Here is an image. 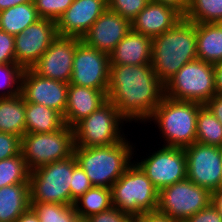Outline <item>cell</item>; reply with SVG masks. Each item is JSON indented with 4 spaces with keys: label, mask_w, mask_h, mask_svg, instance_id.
<instances>
[{
    "label": "cell",
    "mask_w": 222,
    "mask_h": 222,
    "mask_svg": "<svg viewBox=\"0 0 222 222\" xmlns=\"http://www.w3.org/2000/svg\"><path fill=\"white\" fill-rule=\"evenodd\" d=\"M15 222H40L34 210L29 207Z\"/></svg>",
    "instance_id": "obj_45"
},
{
    "label": "cell",
    "mask_w": 222,
    "mask_h": 222,
    "mask_svg": "<svg viewBox=\"0 0 222 222\" xmlns=\"http://www.w3.org/2000/svg\"><path fill=\"white\" fill-rule=\"evenodd\" d=\"M197 58L208 63L222 62V23L196 24Z\"/></svg>",
    "instance_id": "obj_22"
},
{
    "label": "cell",
    "mask_w": 222,
    "mask_h": 222,
    "mask_svg": "<svg viewBox=\"0 0 222 222\" xmlns=\"http://www.w3.org/2000/svg\"><path fill=\"white\" fill-rule=\"evenodd\" d=\"M210 203L211 192L186 178L159 191L157 210L184 222Z\"/></svg>",
    "instance_id": "obj_11"
},
{
    "label": "cell",
    "mask_w": 222,
    "mask_h": 222,
    "mask_svg": "<svg viewBox=\"0 0 222 222\" xmlns=\"http://www.w3.org/2000/svg\"><path fill=\"white\" fill-rule=\"evenodd\" d=\"M214 116L222 123V95L215 94L206 104Z\"/></svg>",
    "instance_id": "obj_42"
},
{
    "label": "cell",
    "mask_w": 222,
    "mask_h": 222,
    "mask_svg": "<svg viewBox=\"0 0 222 222\" xmlns=\"http://www.w3.org/2000/svg\"><path fill=\"white\" fill-rule=\"evenodd\" d=\"M23 69L16 63H0V98L20 94Z\"/></svg>",
    "instance_id": "obj_32"
},
{
    "label": "cell",
    "mask_w": 222,
    "mask_h": 222,
    "mask_svg": "<svg viewBox=\"0 0 222 222\" xmlns=\"http://www.w3.org/2000/svg\"><path fill=\"white\" fill-rule=\"evenodd\" d=\"M75 222H88V221L83 218H77Z\"/></svg>",
    "instance_id": "obj_47"
},
{
    "label": "cell",
    "mask_w": 222,
    "mask_h": 222,
    "mask_svg": "<svg viewBox=\"0 0 222 222\" xmlns=\"http://www.w3.org/2000/svg\"><path fill=\"white\" fill-rule=\"evenodd\" d=\"M196 58V23L186 18L152 38L151 66L163 84Z\"/></svg>",
    "instance_id": "obj_2"
},
{
    "label": "cell",
    "mask_w": 222,
    "mask_h": 222,
    "mask_svg": "<svg viewBox=\"0 0 222 222\" xmlns=\"http://www.w3.org/2000/svg\"><path fill=\"white\" fill-rule=\"evenodd\" d=\"M80 41L78 37L58 36L30 69L43 78L69 83L74 53Z\"/></svg>",
    "instance_id": "obj_15"
},
{
    "label": "cell",
    "mask_w": 222,
    "mask_h": 222,
    "mask_svg": "<svg viewBox=\"0 0 222 222\" xmlns=\"http://www.w3.org/2000/svg\"><path fill=\"white\" fill-rule=\"evenodd\" d=\"M216 93L214 64L198 58L186 63L164 84V95L205 105Z\"/></svg>",
    "instance_id": "obj_7"
},
{
    "label": "cell",
    "mask_w": 222,
    "mask_h": 222,
    "mask_svg": "<svg viewBox=\"0 0 222 222\" xmlns=\"http://www.w3.org/2000/svg\"><path fill=\"white\" fill-rule=\"evenodd\" d=\"M134 144L126 137L113 145L74 147L73 155L93 186L111 189L134 162Z\"/></svg>",
    "instance_id": "obj_3"
},
{
    "label": "cell",
    "mask_w": 222,
    "mask_h": 222,
    "mask_svg": "<svg viewBox=\"0 0 222 222\" xmlns=\"http://www.w3.org/2000/svg\"><path fill=\"white\" fill-rule=\"evenodd\" d=\"M93 185L91 184L89 178L87 177L84 170L77 164L76 158L74 156V169L72 172V185L70 186L71 198L75 201Z\"/></svg>",
    "instance_id": "obj_35"
},
{
    "label": "cell",
    "mask_w": 222,
    "mask_h": 222,
    "mask_svg": "<svg viewBox=\"0 0 222 222\" xmlns=\"http://www.w3.org/2000/svg\"><path fill=\"white\" fill-rule=\"evenodd\" d=\"M195 142L222 148V123L206 105L199 108Z\"/></svg>",
    "instance_id": "obj_28"
},
{
    "label": "cell",
    "mask_w": 222,
    "mask_h": 222,
    "mask_svg": "<svg viewBox=\"0 0 222 222\" xmlns=\"http://www.w3.org/2000/svg\"><path fill=\"white\" fill-rule=\"evenodd\" d=\"M106 9L107 0H74L56 22L58 36L82 38Z\"/></svg>",
    "instance_id": "obj_18"
},
{
    "label": "cell",
    "mask_w": 222,
    "mask_h": 222,
    "mask_svg": "<svg viewBox=\"0 0 222 222\" xmlns=\"http://www.w3.org/2000/svg\"><path fill=\"white\" fill-rule=\"evenodd\" d=\"M111 193L113 207L133 219L157 210L159 191L135 162L112 185Z\"/></svg>",
    "instance_id": "obj_6"
},
{
    "label": "cell",
    "mask_w": 222,
    "mask_h": 222,
    "mask_svg": "<svg viewBox=\"0 0 222 222\" xmlns=\"http://www.w3.org/2000/svg\"><path fill=\"white\" fill-rule=\"evenodd\" d=\"M162 5L172 8L182 18H185L191 0H158Z\"/></svg>",
    "instance_id": "obj_41"
},
{
    "label": "cell",
    "mask_w": 222,
    "mask_h": 222,
    "mask_svg": "<svg viewBox=\"0 0 222 222\" xmlns=\"http://www.w3.org/2000/svg\"><path fill=\"white\" fill-rule=\"evenodd\" d=\"M73 128L64 125L47 133H25L20 152L30 171L43 165L69 158L74 150Z\"/></svg>",
    "instance_id": "obj_10"
},
{
    "label": "cell",
    "mask_w": 222,
    "mask_h": 222,
    "mask_svg": "<svg viewBox=\"0 0 222 222\" xmlns=\"http://www.w3.org/2000/svg\"><path fill=\"white\" fill-rule=\"evenodd\" d=\"M78 218L86 219L113 207L110 188L93 186L74 202Z\"/></svg>",
    "instance_id": "obj_27"
},
{
    "label": "cell",
    "mask_w": 222,
    "mask_h": 222,
    "mask_svg": "<svg viewBox=\"0 0 222 222\" xmlns=\"http://www.w3.org/2000/svg\"><path fill=\"white\" fill-rule=\"evenodd\" d=\"M25 133H47L61 129L63 116L45 105L25 102Z\"/></svg>",
    "instance_id": "obj_24"
},
{
    "label": "cell",
    "mask_w": 222,
    "mask_h": 222,
    "mask_svg": "<svg viewBox=\"0 0 222 222\" xmlns=\"http://www.w3.org/2000/svg\"><path fill=\"white\" fill-rule=\"evenodd\" d=\"M69 83L43 78L31 69H24L21 76L20 94L25 102L45 105L62 116L67 105Z\"/></svg>",
    "instance_id": "obj_16"
},
{
    "label": "cell",
    "mask_w": 222,
    "mask_h": 222,
    "mask_svg": "<svg viewBox=\"0 0 222 222\" xmlns=\"http://www.w3.org/2000/svg\"><path fill=\"white\" fill-rule=\"evenodd\" d=\"M0 132L20 138L25 134V100L21 94L0 98Z\"/></svg>",
    "instance_id": "obj_25"
},
{
    "label": "cell",
    "mask_w": 222,
    "mask_h": 222,
    "mask_svg": "<svg viewBox=\"0 0 222 222\" xmlns=\"http://www.w3.org/2000/svg\"><path fill=\"white\" fill-rule=\"evenodd\" d=\"M88 222H133V218L120 209L112 207L111 209L100 212L86 218Z\"/></svg>",
    "instance_id": "obj_37"
},
{
    "label": "cell",
    "mask_w": 222,
    "mask_h": 222,
    "mask_svg": "<svg viewBox=\"0 0 222 222\" xmlns=\"http://www.w3.org/2000/svg\"><path fill=\"white\" fill-rule=\"evenodd\" d=\"M150 0H107V9L116 12L130 22L146 7Z\"/></svg>",
    "instance_id": "obj_34"
},
{
    "label": "cell",
    "mask_w": 222,
    "mask_h": 222,
    "mask_svg": "<svg viewBox=\"0 0 222 222\" xmlns=\"http://www.w3.org/2000/svg\"><path fill=\"white\" fill-rule=\"evenodd\" d=\"M30 172L21 152L0 160V188L14 184H30Z\"/></svg>",
    "instance_id": "obj_30"
},
{
    "label": "cell",
    "mask_w": 222,
    "mask_h": 222,
    "mask_svg": "<svg viewBox=\"0 0 222 222\" xmlns=\"http://www.w3.org/2000/svg\"><path fill=\"white\" fill-rule=\"evenodd\" d=\"M30 207L40 222H75L78 218L74 205L30 202Z\"/></svg>",
    "instance_id": "obj_31"
},
{
    "label": "cell",
    "mask_w": 222,
    "mask_h": 222,
    "mask_svg": "<svg viewBox=\"0 0 222 222\" xmlns=\"http://www.w3.org/2000/svg\"><path fill=\"white\" fill-rule=\"evenodd\" d=\"M69 84L107 90L110 74L109 54L80 41L76 46Z\"/></svg>",
    "instance_id": "obj_13"
},
{
    "label": "cell",
    "mask_w": 222,
    "mask_h": 222,
    "mask_svg": "<svg viewBox=\"0 0 222 222\" xmlns=\"http://www.w3.org/2000/svg\"><path fill=\"white\" fill-rule=\"evenodd\" d=\"M182 17L172 8L157 0H150L145 8L131 21V29L154 38L178 23Z\"/></svg>",
    "instance_id": "obj_19"
},
{
    "label": "cell",
    "mask_w": 222,
    "mask_h": 222,
    "mask_svg": "<svg viewBox=\"0 0 222 222\" xmlns=\"http://www.w3.org/2000/svg\"><path fill=\"white\" fill-rule=\"evenodd\" d=\"M185 18L192 23H222V0H191Z\"/></svg>",
    "instance_id": "obj_29"
},
{
    "label": "cell",
    "mask_w": 222,
    "mask_h": 222,
    "mask_svg": "<svg viewBox=\"0 0 222 222\" xmlns=\"http://www.w3.org/2000/svg\"><path fill=\"white\" fill-rule=\"evenodd\" d=\"M158 145V149L152 147L155 150L152 148L150 150V147L153 146L151 143L147 149L148 153L145 150L146 156H142L137 153L139 149L138 145L135 144L134 162L146 174L154 187L160 191L186 179L187 166L184 148Z\"/></svg>",
    "instance_id": "obj_9"
},
{
    "label": "cell",
    "mask_w": 222,
    "mask_h": 222,
    "mask_svg": "<svg viewBox=\"0 0 222 222\" xmlns=\"http://www.w3.org/2000/svg\"><path fill=\"white\" fill-rule=\"evenodd\" d=\"M74 0H34L38 16L58 21Z\"/></svg>",
    "instance_id": "obj_33"
},
{
    "label": "cell",
    "mask_w": 222,
    "mask_h": 222,
    "mask_svg": "<svg viewBox=\"0 0 222 222\" xmlns=\"http://www.w3.org/2000/svg\"><path fill=\"white\" fill-rule=\"evenodd\" d=\"M21 138L11 133L0 132V160L20 153Z\"/></svg>",
    "instance_id": "obj_36"
},
{
    "label": "cell",
    "mask_w": 222,
    "mask_h": 222,
    "mask_svg": "<svg viewBox=\"0 0 222 222\" xmlns=\"http://www.w3.org/2000/svg\"><path fill=\"white\" fill-rule=\"evenodd\" d=\"M184 222H222L218 210L210 203L206 208L187 218Z\"/></svg>",
    "instance_id": "obj_39"
},
{
    "label": "cell",
    "mask_w": 222,
    "mask_h": 222,
    "mask_svg": "<svg viewBox=\"0 0 222 222\" xmlns=\"http://www.w3.org/2000/svg\"><path fill=\"white\" fill-rule=\"evenodd\" d=\"M0 63H16L14 36L0 30Z\"/></svg>",
    "instance_id": "obj_38"
},
{
    "label": "cell",
    "mask_w": 222,
    "mask_h": 222,
    "mask_svg": "<svg viewBox=\"0 0 222 222\" xmlns=\"http://www.w3.org/2000/svg\"><path fill=\"white\" fill-rule=\"evenodd\" d=\"M58 37L57 23L39 19L14 36L15 60L23 70L30 69Z\"/></svg>",
    "instance_id": "obj_14"
},
{
    "label": "cell",
    "mask_w": 222,
    "mask_h": 222,
    "mask_svg": "<svg viewBox=\"0 0 222 222\" xmlns=\"http://www.w3.org/2000/svg\"><path fill=\"white\" fill-rule=\"evenodd\" d=\"M133 222H178V221L172 219L167 214L155 210V211L144 212L142 215L134 218Z\"/></svg>",
    "instance_id": "obj_40"
},
{
    "label": "cell",
    "mask_w": 222,
    "mask_h": 222,
    "mask_svg": "<svg viewBox=\"0 0 222 222\" xmlns=\"http://www.w3.org/2000/svg\"><path fill=\"white\" fill-rule=\"evenodd\" d=\"M164 96V84L151 64L110 65L107 100L130 125L145 124Z\"/></svg>",
    "instance_id": "obj_1"
},
{
    "label": "cell",
    "mask_w": 222,
    "mask_h": 222,
    "mask_svg": "<svg viewBox=\"0 0 222 222\" xmlns=\"http://www.w3.org/2000/svg\"><path fill=\"white\" fill-rule=\"evenodd\" d=\"M131 30V22L106 9L82 36L81 41L99 51L110 54Z\"/></svg>",
    "instance_id": "obj_17"
},
{
    "label": "cell",
    "mask_w": 222,
    "mask_h": 222,
    "mask_svg": "<svg viewBox=\"0 0 222 222\" xmlns=\"http://www.w3.org/2000/svg\"><path fill=\"white\" fill-rule=\"evenodd\" d=\"M216 93L222 95V62L214 64Z\"/></svg>",
    "instance_id": "obj_44"
},
{
    "label": "cell",
    "mask_w": 222,
    "mask_h": 222,
    "mask_svg": "<svg viewBox=\"0 0 222 222\" xmlns=\"http://www.w3.org/2000/svg\"><path fill=\"white\" fill-rule=\"evenodd\" d=\"M211 203L218 210L222 217V188L211 192Z\"/></svg>",
    "instance_id": "obj_43"
},
{
    "label": "cell",
    "mask_w": 222,
    "mask_h": 222,
    "mask_svg": "<svg viewBox=\"0 0 222 222\" xmlns=\"http://www.w3.org/2000/svg\"><path fill=\"white\" fill-rule=\"evenodd\" d=\"M201 106L197 102L177 101L164 96L144 126L150 123L148 125L158 128L161 142L156 139V144L188 147L196 141L197 115Z\"/></svg>",
    "instance_id": "obj_4"
},
{
    "label": "cell",
    "mask_w": 222,
    "mask_h": 222,
    "mask_svg": "<svg viewBox=\"0 0 222 222\" xmlns=\"http://www.w3.org/2000/svg\"><path fill=\"white\" fill-rule=\"evenodd\" d=\"M107 101V90L69 84L67 105L63 115L65 125L73 127Z\"/></svg>",
    "instance_id": "obj_20"
},
{
    "label": "cell",
    "mask_w": 222,
    "mask_h": 222,
    "mask_svg": "<svg viewBox=\"0 0 222 222\" xmlns=\"http://www.w3.org/2000/svg\"><path fill=\"white\" fill-rule=\"evenodd\" d=\"M30 207V184L0 188V222H15Z\"/></svg>",
    "instance_id": "obj_23"
},
{
    "label": "cell",
    "mask_w": 222,
    "mask_h": 222,
    "mask_svg": "<svg viewBox=\"0 0 222 222\" xmlns=\"http://www.w3.org/2000/svg\"><path fill=\"white\" fill-rule=\"evenodd\" d=\"M152 38L132 29L109 54L110 65L151 64Z\"/></svg>",
    "instance_id": "obj_21"
},
{
    "label": "cell",
    "mask_w": 222,
    "mask_h": 222,
    "mask_svg": "<svg viewBox=\"0 0 222 222\" xmlns=\"http://www.w3.org/2000/svg\"><path fill=\"white\" fill-rule=\"evenodd\" d=\"M187 178L210 192L221 187L222 148L194 142L184 148Z\"/></svg>",
    "instance_id": "obj_12"
},
{
    "label": "cell",
    "mask_w": 222,
    "mask_h": 222,
    "mask_svg": "<svg viewBox=\"0 0 222 222\" xmlns=\"http://www.w3.org/2000/svg\"><path fill=\"white\" fill-rule=\"evenodd\" d=\"M39 19L34 2L15 5L0 11V30L16 36Z\"/></svg>",
    "instance_id": "obj_26"
},
{
    "label": "cell",
    "mask_w": 222,
    "mask_h": 222,
    "mask_svg": "<svg viewBox=\"0 0 222 222\" xmlns=\"http://www.w3.org/2000/svg\"><path fill=\"white\" fill-rule=\"evenodd\" d=\"M129 126L132 125L118 112L114 104L107 100L72 127L74 147L88 148L119 143L131 135L128 130L125 131L126 128L130 129Z\"/></svg>",
    "instance_id": "obj_5"
},
{
    "label": "cell",
    "mask_w": 222,
    "mask_h": 222,
    "mask_svg": "<svg viewBox=\"0 0 222 222\" xmlns=\"http://www.w3.org/2000/svg\"><path fill=\"white\" fill-rule=\"evenodd\" d=\"M34 2V0H0V11L14 7L15 5Z\"/></svg>",
    "instance_id": "obj_46"
},
{
    "label": "cell",
    "mask_w": 222,
    "mask_h": 222,
    "mask_svg": "<svg viewBox=\"0 0 222 222\" xmlns=\"http://www.w3.org/2000/svg\"><path fill=\"white\" fill-rule=\"evenodd\" d=\"M74 155L55 161L30 172V202L73 205L70 186Z\"/></svg>",
    "instance_id": "obj_8"
}]
</instances>
